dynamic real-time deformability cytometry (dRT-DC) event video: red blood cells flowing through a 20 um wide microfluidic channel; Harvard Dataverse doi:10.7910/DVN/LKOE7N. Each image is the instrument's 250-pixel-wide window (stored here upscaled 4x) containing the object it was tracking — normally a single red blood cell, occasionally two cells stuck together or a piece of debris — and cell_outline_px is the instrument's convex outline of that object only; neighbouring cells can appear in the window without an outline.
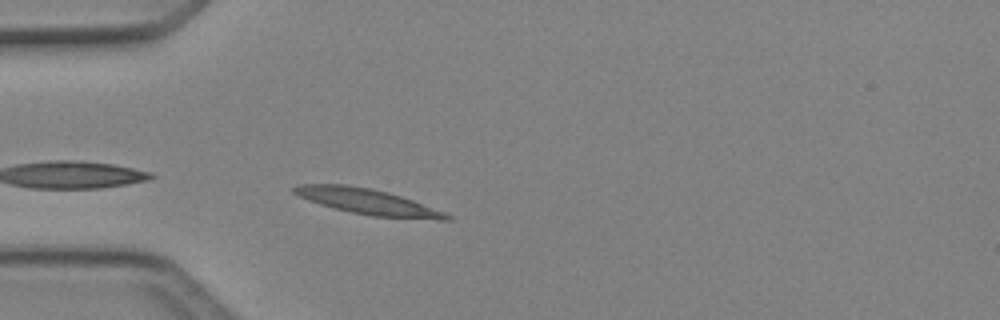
{"species": "Egyptian fruit bat (a non-hibernating species)", "species_latin": "Rousettus aegyptiacus", "temperature_condition": "cold", "stored_images_in_passage": 27, "camera_frame_rate_fps": 3000, "um_per_image_px": 0.085, "animal": {"sex": "female"}, "frame": {"image": 1, "passage_image": 2, "time_ms": 0.333, "image_size_px": [1000, 320], "cell_outline_px": [[452, 220], [440, 220], [372, 216], [352, 212], [320, 204], [308, 200], [292, 192], [292, 188], [300, 184], [348, 184], [372, 188], [388, 192], [412, 200], [444, 212], [452, 216]], "centroid_in_image_um": [31.26, 17.13], "position_along_channel_um": 53.7, "area_um2": 22.6}}
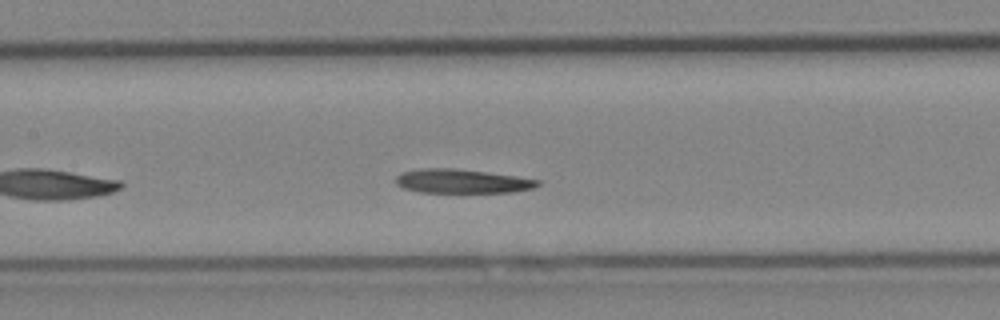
{"frame": {"image": 2, "passage_image": 11, "time_ms": 3.333, "image_size_px": [1000, 320], "cell_outline_px": [[540, 184], [532, 188], [512, 192], [420, 192], [404, 188], [396, 184], [396, 176], [400, 172], [420, 168], [452, 168], [516, 176], [540, 180]], "centroid_in_image_um": [39.23, 15.4], "position_along_channel_um": 168.2, "area_um2": 19.71}}
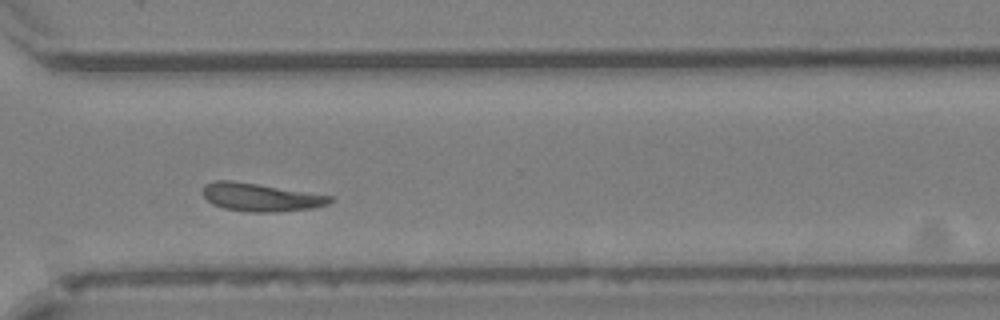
{"frame": {"image": 3, "passage_image": 24, "time_ms": 7.667, "image_size_px": [1000, 320], "cell_outline_px": [[332, 200], [328, 204], [312, 208], [276, 212], [252, 212], [224, 208], [212, 204], [200, 192], [204, 184], [216, 180], [232, 180], [332, 196]], "centroid_in_image_um": [22.09, 16.76], "position_along_channel_um": 348.5, "area_um2": 20.69}, "authors_computed_cell_mechanics": {"area_um2": 20.6924, "velocity_mm_per_s": 4.1518, "shape_relaxation_time_tau1_ms": 6.9109, "shape_relaxation_time_tau2_ms": null, "deformation_change_tau1": 0.1988, "deformation_change_tau2": null}}